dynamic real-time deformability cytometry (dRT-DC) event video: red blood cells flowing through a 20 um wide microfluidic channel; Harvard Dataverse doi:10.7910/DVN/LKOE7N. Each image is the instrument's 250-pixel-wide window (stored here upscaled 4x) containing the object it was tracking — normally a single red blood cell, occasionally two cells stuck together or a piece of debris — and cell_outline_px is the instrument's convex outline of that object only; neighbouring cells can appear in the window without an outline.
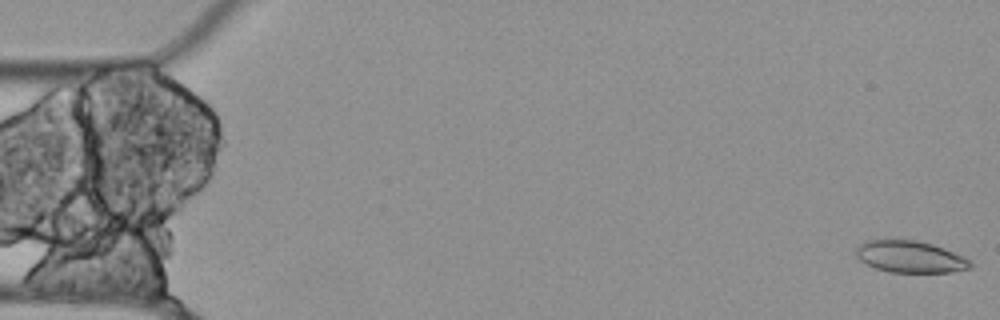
{"species": "Egyptian fruit bat (a non-hibernating species)", "species_latin": "Rousettus aegyptiacus", "temperature_condition": "cold", "stored_images_in_passage": 11, "camera_frame_rate_fps": 3000, "um_per_image_px": 0.085, "animal": {"sex": "female"}, "frame": {"image": 1, "passage_image": 1, "time_ms": 0.0, "image_size_px": [1000, 320], "cell_outline_px": [[972, 268], [952, 272], [888, 272], [876, 268], [860, 260], [856, 256], [856, 248], [864, 240], [916, 240], [932, 244], [944, 248], [964, 256], [972, 260]], "centroid_in_image_um": [77.4, 21.82], "position_along_channel_um": 7.6, "area_um2": 21.27}}
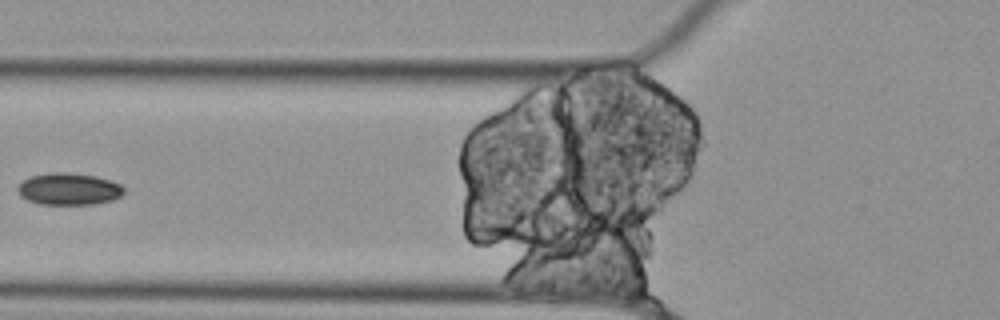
{"frame": {"image": 2, "passage_image": 10, "time_ms": 1673.333, "image_size_px": [1000, 320], "cell_outline_px": [[124, 192], [120, 196], [112, 200], [92, 204], [40, 204], [28, 200], [20, 196], [16, 188], [28, 176], [52, 172], [68, 172], [96, 176], [112, 180], [120, 184], [124, 188]], "centroid_in_image_um": [5.84, 16.05], "position_along_channel_um": 120.0, "area_um2": 19.88}}
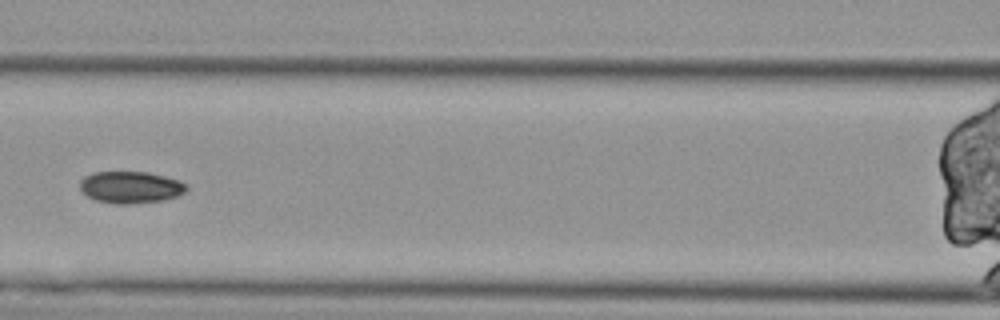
{"frame": {"image": 3, "passage_image": 11, "time_ms": 1674.333, "image_size_px": [1000, 320], "cell_outline_px": [[188, 188], [184, 192], [176, 196], [160, 200], [128, 204], [116, 204], [96, 200], [88, 196], [80, 188], [80, 180], [84, 176], [92, 172], [148, 172], [180, 180], [188, 184]], "centroid_in_image_um": [11.1, 15.9], "position_along_channel_um": 155.5, "area_um2": 19.71}}